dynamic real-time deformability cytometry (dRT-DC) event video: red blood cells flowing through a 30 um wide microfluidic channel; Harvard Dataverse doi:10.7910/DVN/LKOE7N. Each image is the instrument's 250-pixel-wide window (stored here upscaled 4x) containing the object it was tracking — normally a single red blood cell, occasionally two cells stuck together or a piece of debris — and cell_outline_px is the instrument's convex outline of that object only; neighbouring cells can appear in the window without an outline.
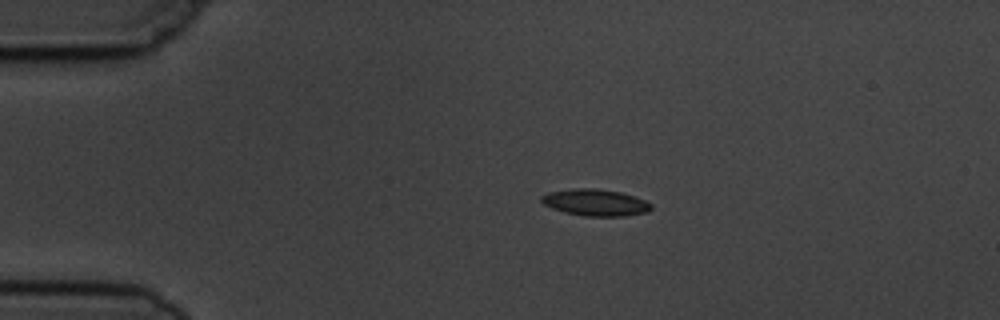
{"species": "common noctule bat (a hibernating species)", "species_latin": "Nyctalus noctula", "temperature_condition": "cold", "stored_images_in_passage": 2, "camera_frame_rate_fps": 3000, "um_per_image_px": 0.085, "animal": {"sex": "male", "body_mass_g": 19.5, "forearm_length_mm": 54.6}, "frame": {"image": 1, "passage_image": 1, "time_ms": 0.0, "image_size_px": [1000, 320], "cell_outline_px": [[652, 208], [648, 212], [624, 216], [584, 216], [564, 212], [552, 208], [544, 204], [540, 200], [540, 196], [548, 192], [572, 188], [596, 188], [620, 192], [644, 200], [652, 204]], "centroid_in_image_um": [50.58, 17.21], "position_along_channel_um": 34.4, "area_um2": 17.11}}